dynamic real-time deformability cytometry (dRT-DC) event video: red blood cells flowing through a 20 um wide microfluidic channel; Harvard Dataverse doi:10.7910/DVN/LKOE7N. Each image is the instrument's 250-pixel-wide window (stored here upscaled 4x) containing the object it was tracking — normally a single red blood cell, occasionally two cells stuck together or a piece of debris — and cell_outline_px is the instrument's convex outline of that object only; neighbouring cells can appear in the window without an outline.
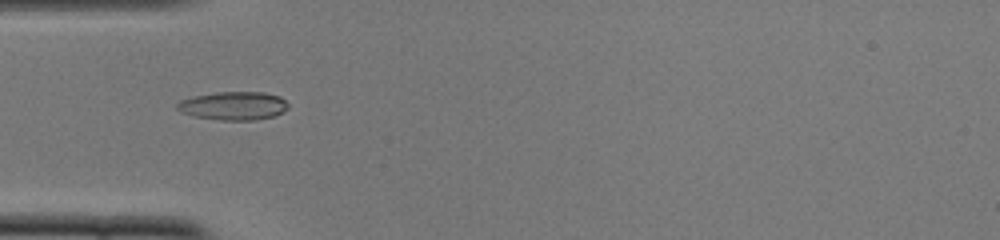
{"species": "common noctule bat (a hibernating species)", "species_latin": "Nyctalus noctula", "temperature_condition": "cold", "stored_images_in_passage": 40, "camera_frame_rate_fps": 3000, "um_per_image_px": 0.085, "animal": {"sex": "female", "body_mass_g": 22.0, "forearm_length_mm": 56.7}, "frame": {"image": 1, "passage_image": 5, "time_ms": 1.333, "image_size_px": [1000, 240], "cell_outline_px": [[288, 108], [284, 112], [276, 116], [256, 120], [220, 120], [196, 116], [180, 112], [176, 108], [176, 104], [180, 100], [192, 96], [216, 92], [264, 92], [280, 96], [288, 104]], "centroid_in_image_um": [19.86, 8.99], "position_along_channel_um": 65.1, "area_um2": 18.55}}
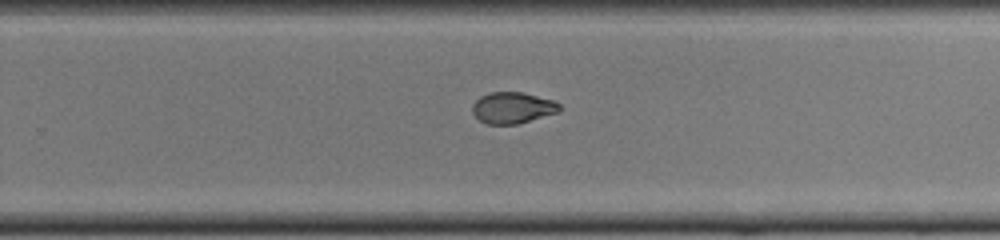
{"frame": {"image": 2, "passage_image": 22, "time_ms": 7.0, "image_size_px": [1000, 240], "cell_outline_px": [[560, 108], [556, 112], [516, 124], [488, 124], [480, 120], [472, 112], [472, 104], [480, 96], [488, 92], [524, 92], [552, 100], [560, 104]], "centroid_in_image_um": [43.52, 9.14], "position_along_channel_um": 286.3, "area_um2": 15.66}}
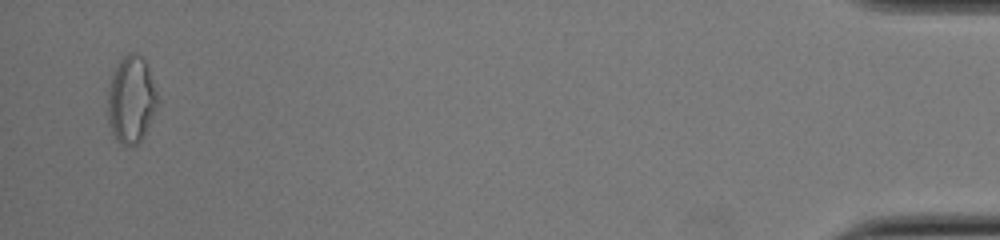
{"frame": {"image": 3, "passage_image": 39, "time_ms": 12.667, "image_size_px": [1000, 240], "cell_outline_px": [[156, 104], [148, 124], [140, 140], [136, 144], [128, 148], [120, 144], [116, 140], [112, 132], [108, 120], [108, 88], [112, 72], [120, 60], [128, 52], [136, 52], [144, 60], [148, 68], [156, 92]], "centroid_in_image_um": [11.1, 8.46], "position_along_channel_um": 424.1, "area_um2": 24.8}, "authors_computed_cell_mechanics": {"area_um2": 16.9643, "velocity_mm_per_s": 3.907, "shape_relaxation_time_tau1_ms": 8.0168, "shape_relaxation_time_tau2_ms": 3.2164, "deformation_change_tau1": 0.2269, "deformation_change_tau2": 0.0688}}